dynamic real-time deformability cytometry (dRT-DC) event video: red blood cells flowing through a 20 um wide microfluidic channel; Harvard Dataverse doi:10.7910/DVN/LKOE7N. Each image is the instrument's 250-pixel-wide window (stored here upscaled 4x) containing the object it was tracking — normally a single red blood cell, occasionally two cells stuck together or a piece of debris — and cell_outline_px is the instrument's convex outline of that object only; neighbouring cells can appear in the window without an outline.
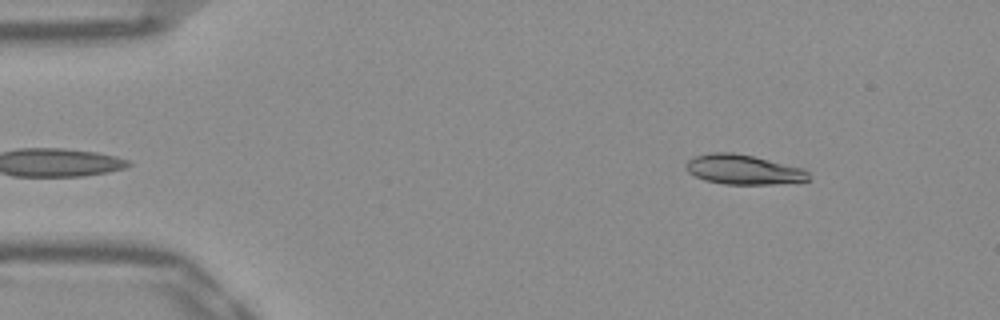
{"species": "Egyptian fruit bat (a non-hibernating species)", "species_latin": "Rousettus aegyptiacus", "temperature_condition": "warm", "stored_images_in_passage": 47, "camera_frame_rate_fps": 3000, "um_per_image_px": 0.085, "frame": {"image": 1, "passage_image": 2, "time_ms": 0.333, "image_size_px": [1000, 320], "cell_outline_px": [[812, 180], [776, 184], [724, 184], [704, 180], [688, 172], [688, 160], [692, 156], [708, 152], [732, 152], [752, 156], [804, 168], [808, 172]], "centroid_in_image_um": [63.21, 14.41], "position_along_channel_um": 21.8, "area_um2": 21.27}}
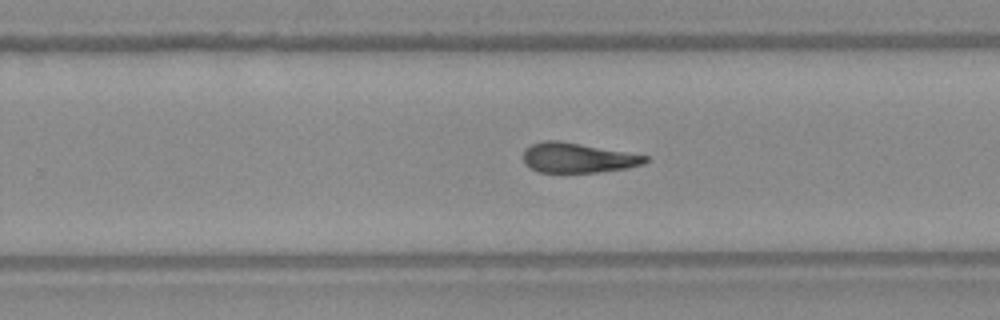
{"frame": {"image": 2, "passage_image": 28, "time_ms": 9.0, "image_size_px": [1000, 320], "cell_outline_px": [[648, 160], [644, 164], [628, 168], [600, 172], [540, 172], [528, 168], [524, 164], [524, 148], [532, 144], [544, 140], [560, 140], [648, 156]], "centroid_in_image_um": [49.08, 13.41], "position_along_channel_um": 280.7, "area_um2": 21.33}}
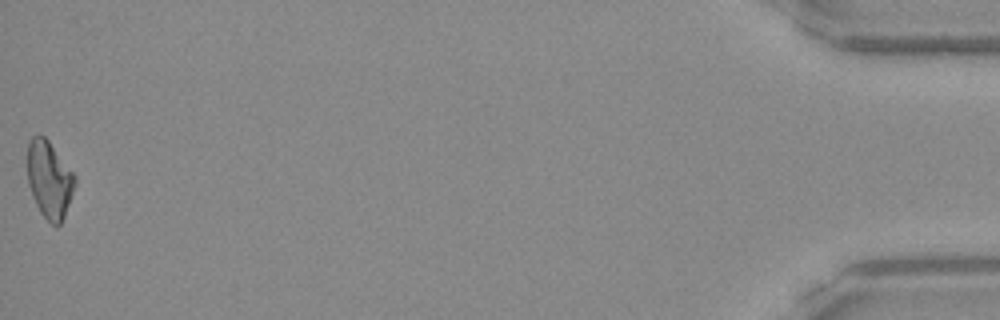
{"frame": {"image": 3, "passage_image": 47, "time_ms": 15.333, "image_size_px": [1000, 320], "cell_outline_px": [[76, 184], [64, 216], [60, 224], [56, 228], [40, 212], [32, 196], [28, 184], [28, 140], [32, 136], [44, 136], [48, 140], [76, 176]], "centroid_in_image_um": [4.2, 15.27], "position_along_channel_um": 431.0, "area_um2": 21.21}, "authors_computed_cell_mechanics": {"area_um2": 21.7906, "velocity_mm_per_s": 3.9232, "shape_relaxation_time_tau1_ms": null, "shape_relaxation_time_tau2_ms": 7.6677, "deformation_change_tau1": null, "deformation_change_tau2": 0.1727}}